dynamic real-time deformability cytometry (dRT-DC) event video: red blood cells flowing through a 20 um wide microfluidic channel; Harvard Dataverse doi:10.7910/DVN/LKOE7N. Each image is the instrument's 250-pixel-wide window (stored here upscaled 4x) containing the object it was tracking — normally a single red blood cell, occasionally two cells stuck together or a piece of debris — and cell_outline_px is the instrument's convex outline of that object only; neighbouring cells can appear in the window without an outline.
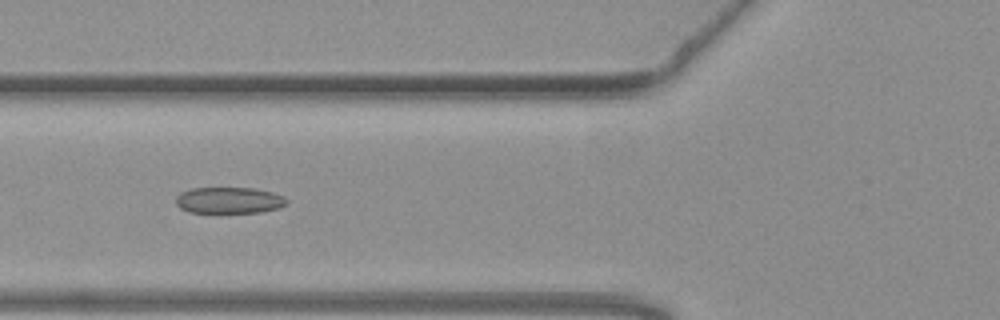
{"species": "common noctule bat (a hibernating species)", "species_latin": "Nyctalus noctula", "temperature_condition": "warm", "stored_images_in_passage": 36, "camera_frame_rate_fps": 3000, "um_per_image_px": 0.085, "animal": {"sex": "female", "body_mass_g": 19.3, "forearm_length_mm": 54.1}, "frame": {"image": 1, "passage_image": 6, "time_ms": 1.667, "image_size_px": [1000, 320], "cell_outline_px": [[288, 204], [280, 208], [260, 212], [188, 212], [180, 208], [176, 204], [176, 196], [180, 192], [192, 188], [252, 188], [272, 192], [284, 196], [288, 200]], "centroid_in_image_um": [19.49, 17.02], "position_along_channel_um": 106.3, "area_um2": 17.05}}
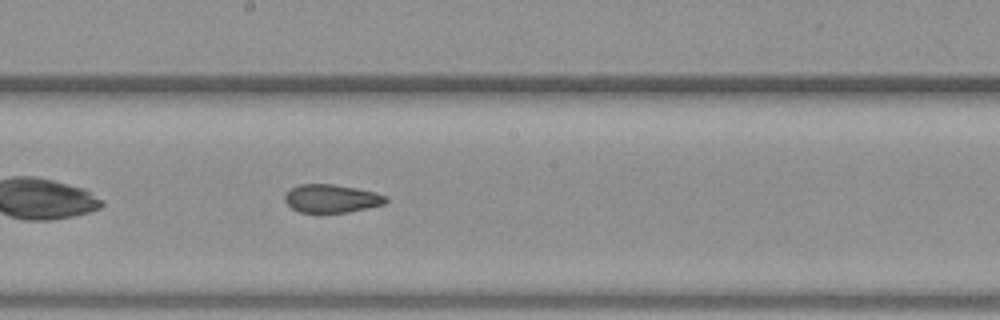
{"frame": {"image": 2, "passage_image": 15, "time_ms": 4.667, "image_size_px": [1000, 320], "cell_outline_px": [[388, 200], [384, 204], [348, 212], [300, 212], [292, 208], [284, 200], [284, 196], [292, 188], [300, 184], [332, 184], [356, 188], [376, 192], [388, 196]], "centroid_in_image_um": [28.21, 16.87], "position_along_channel_um": 220.0, "area_um2": 16.47}}
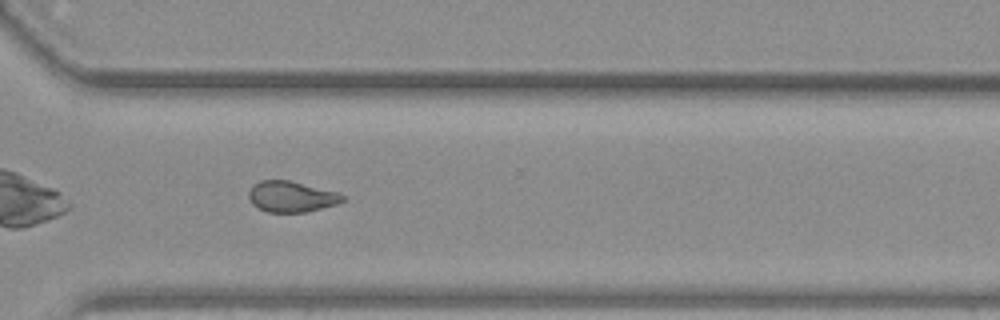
{"frame": {"image": 3, "passage_image": 25, "time_ms": 8.0, "image_size_px": [1000, 320], "cell_outline_px": [[344, 200], [336, 204], [308, 212], [268, 212], [252, 204], [248, 196], [248, 192], [252, 184], [260, 180], [288, 180], [336, 192], [344, 196]], "centroid_in_image_um": [24.72, 16.71], "position_along_channel_um": 345.9, "area_um2": 16.76}, "authors_computed_cell_mechanics": {"area_um2": 17.1088, "velocity_mm_per_s": 3.776, "shape_relaxation_time_tau1_ms": null, "shape_relaxation_time_tau2_ms": 1.6254, "deformation_change_tau1": null, "deformation_change_tau2": 0.0777}}